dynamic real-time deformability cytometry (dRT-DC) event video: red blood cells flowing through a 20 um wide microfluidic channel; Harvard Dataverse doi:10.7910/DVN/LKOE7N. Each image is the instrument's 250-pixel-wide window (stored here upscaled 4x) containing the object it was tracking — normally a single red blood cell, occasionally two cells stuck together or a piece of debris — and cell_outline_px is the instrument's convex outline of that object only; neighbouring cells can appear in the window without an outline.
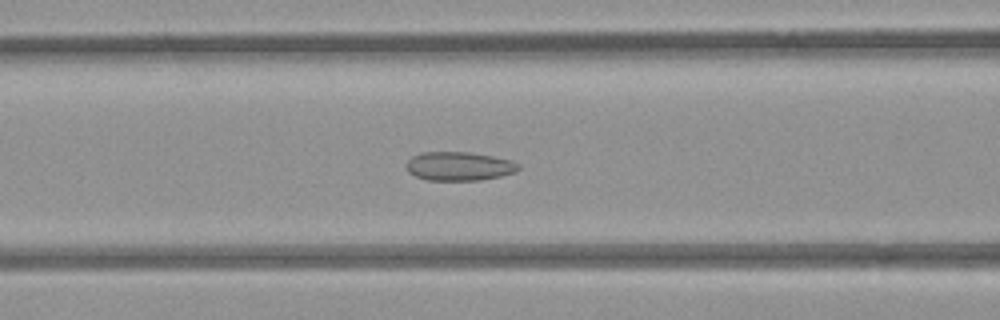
{"species": "common noctule bat (a hibernating species)", "species_latin": "Nyctalus noctula", "temperature_condition": "room temperature", "stored_images_in_passage": 53, "camera_frame_rate_fps": 3000, "um_per_image_px": 0.085, "animal": {"sex": "female", "body_mass_g": 21.9}, "frame": {"image": 1, "passage_image": 21, "time_ms": 6.667, "image_size_px": [1000, 320], "cell_outline_px": [[520, 168], [516, 172], [500, 176], [480, 180], [428, 180], [416, 176], [408, 172], [404, 164], [412, 156], [420, 152], [472, 152], [512, 160], [520, 164]], "centroid_in_image_um": [39.02, 14.12], "position_along_channel_um": 127.6, "area_um2": 19.02}}
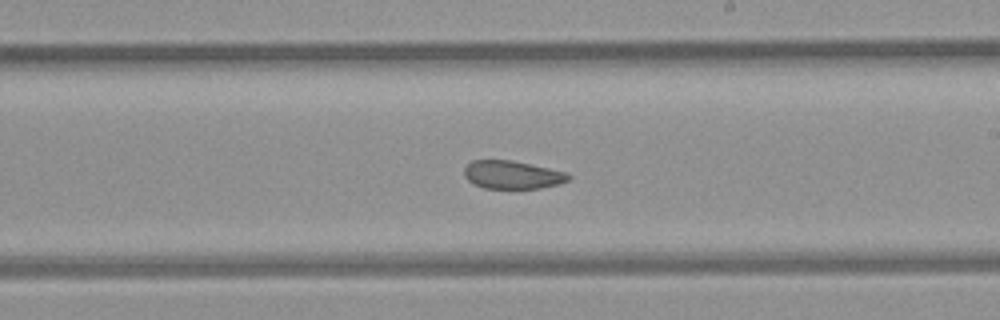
{"frame": {"image": 2, "passage_image": 30, "time_ms": 9.667, "image_size_px": [1000, 320], "cell_outline_px": [[572, 176], [568, 180], [560, 184], [540, 188], [484, 188], [468, 180], [464, 176], [464, 168], [472, 160], [512, 160], [568, 172]], "centroid_in_image_um": [43.58, 14.85], "position_along_channel_um": 245.4, "area_um2": 17.11}}
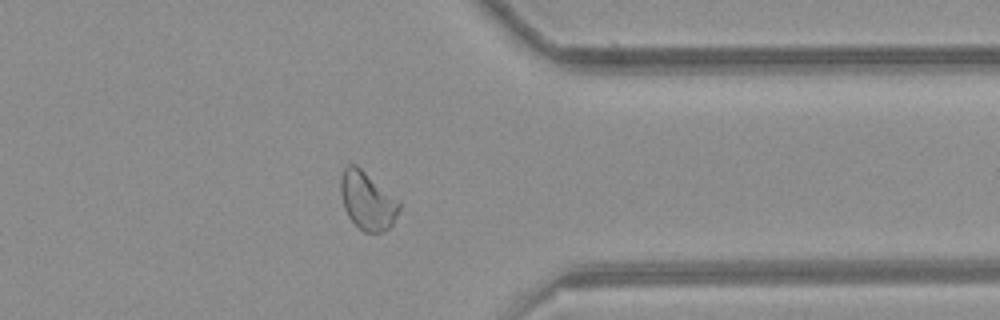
{"frame": {"image": 3, "passage_image": 41, "time_ms": 13.333, "image_size_px": [1000, 320], "cell_outline_px": [[400, 208], [392, 224], [388, 228], [380, 232], [364, 232], [348, 216], [344, 208], [340, 192], [340, 176], [344, 168], [348, 164], [356, 164], [400, 200]], "centroid_in_image_um": [31.22, 17.02], "position_along_channel_um": 380.2, "area_um2": 19.83}, "authors_computed_cell_mechanics": {"area_um2": 19.9988, "velocity_mm_per_s": 3.93, "shape_relaxation_time_tau1_ms": null, "shape_relaxation_time_tau2_ms": 2.3797, "deformation_change_tau1": null, "deformation_change_tau2": 0.0729}}